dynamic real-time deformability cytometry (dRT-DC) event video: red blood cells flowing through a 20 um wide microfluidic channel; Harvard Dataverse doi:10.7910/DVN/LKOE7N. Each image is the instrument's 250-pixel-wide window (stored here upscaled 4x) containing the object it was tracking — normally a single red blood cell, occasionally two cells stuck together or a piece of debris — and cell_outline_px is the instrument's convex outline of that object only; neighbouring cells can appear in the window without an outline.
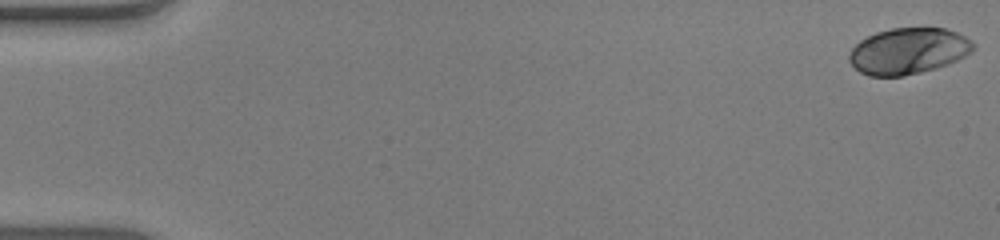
{"species": "human", "species_latin": "Homo sapiens", "temperature_condition": "warm", "stored_images_in_passage": 29, "camera_frame_rate_fps": 3000, "um_per_image_px": 0.085, "donor": {"sex": "male"}, "frame": {"image": 1, "passage_image": 1, "time_ms": 0.0, "image_size_px": [1000, 240], "cell_outline_px": [[976, 48], [972, 52], [948, 64], [936, 68], [904, 76], [868, 76], [860, 72], [848, 60], [848, 56], [852, 48], [860, 40], [876, 32], [892, 28], [944, 28], [956, 32], [972, 40], [976, 44]], "centroid_in_image_um": [77.22, 4.34], "position_along_channel_um": 7.8, "area_um2": 33.47}}
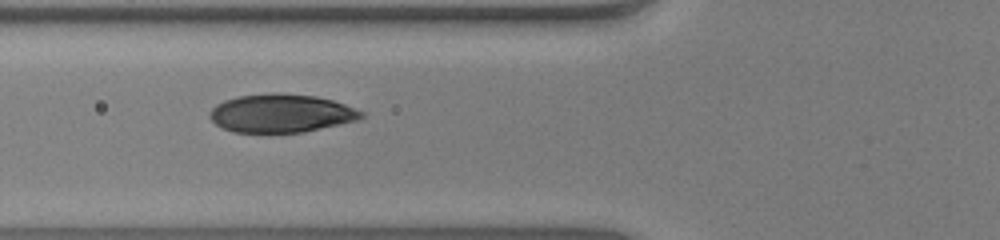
{"frame": {"image": 2, "passage_image": 21, "time_ms": 6.667, "image_size_px": [1000, 240], "cell_outline_px": [[364, 116], [360, 120], [304, 132], [232, 132], [216, 124], [208, 116], [208, 112], [216, 104], [224, 100], [240, 96], [316, 96], [332, 100], [344, 104], [364, 112]], "centroid_in_image_um": [23.92, 9.68], "position_along_channel_um": 101.9, "area_um2": 32.83}}
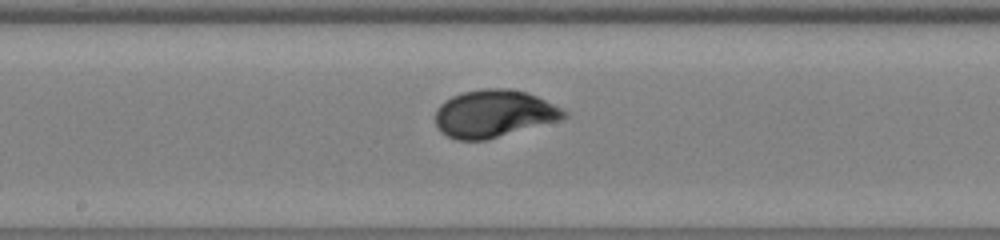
{"frame": {"image": 3, "passage_image": 29, "time_ms": 9.333, "image_size_px": [1000, 240], "cell_outline_px": [[568, 116], [560, 120], [484, 140], [456, 140], [440, 132], [436, 124], [436, 108], [444, 100], [452, 96], [464, 92], [484, 88], [504, 88], [524, 92], [536, 96], [568, 112]], "centroid_in_image_um": [41.94, 9.66], "position_along_channel_um": 206.3, "area_um2": 35.2}}